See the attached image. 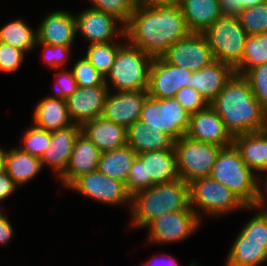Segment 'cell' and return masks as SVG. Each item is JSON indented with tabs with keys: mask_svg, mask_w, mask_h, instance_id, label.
<instances>
[{
	"mask_svg": "<svg viewBox=\"0 0 267 266\" xmlns=\"http://www.w3.org/2000/svg\"><path fill=\"white\" fill-rule=\"evenodd\" d=\"M101 151L82 131L77 136L66 171L57 179L68 188L78 177L97 170Z\"/></svg>",
	"mask_w": 267,
	"mask_h": 266,
	"instance_id": "ffe728a7",
	"label": "cell"
},
{
	"mask_svg": "<svg viewBox=\"0 0 267 266\" xmlns=\"http://www.w3.org/2000/svg\"><path fill=\"white\" fill-rule=\"evenodd\" d=\"M152 4H168V5H180L183 0H145Z\"/></svg>",
	"mask_w": 267,
	"mask_h": 266,
	"instance_id": "816d5d0a",
	"label": "cell"
},
{
	"mask_svg": "<svg viewBox=\"0 0 267 266\" xmlns=\"http://www.w3.org/2000/svg\"><path fill=\"white\" fill-rule=\"evenodd\" d=\"M175 98L190 115L210 105L197 90L188 86L181 88Z\"/></svg>",
	"mask_w": 267,
	"mask_h": 266,
	"instance_id": "7bdbcfd3",
	"label": "cell"
},
{
	"mask_svg": "<svg viewBox=\"0 0 267 266\" xmlns=\"http://www.w3.org/2000/svg\"><path fill=\"white\" fill-rule=\"evenodd\" d=\"M169 64L198 71L214 61L208 40L203 32H190L172 44L162 56Z\"/></svg>",
	"mask_w": 267,
	"mask_h": 266,
	"instance_id": "4fadbf2b",
	"label": "cell"
},
{
	"mask_svg": "<svg viewBox=\"0 0 267 266\" xmlns=\"http://www.w3.org/2000/svg\"><path fill=\"white\" fill-rule=\"evenodd\" d=\"M192 71L169 64L163 57L152 59L149 69L148 96L155 99L174 98L183 87H190Z\"/></svg>",
	"mask_w": 267,
	"mask_h": 266,
	"instance_id": "5bb4252c",
	"label": "cell"
},
{
	"mask_svg": "<svg viewBox=\"0 0 267 266\" xmlns=\"http://www.w3.org/2000/svg\"><path fill=\"white\" fill-rule=\"evenodd\" d=\"M142 161L147 179V189L153 185L179 179L176 152L172 150L148 151L137 154Z\"/></svg>",
	"mask_w": 267,
	"mask_h": 266,
	"instance_id": "7402d4cb",
	"label": "cell"
},
{
	"mask_svg": "<svg viewBox=\"0 0 267 266\" xmlns=\"http://www.w3.org/2000/svg\"><path fill=\"white\" fill-rule=\"evenodd\" d=\"M224 266H260L267 262V243L245 242L238 234Z\"/></svg>",
	"mask_w": 267,
	"mask_h": 266,
	"instance_id": "f546056e",
	"label": "cell"
},
{
	"mask_svg": "<svg viewBox=\"0 0 267 266\" xmlns=\"http://www.w3.org/2000/svg\"><path fill=\"white\" fill-rule=\"evenodd\" d=\"M108 92L106 85L89 88L78 86L66 99L68 114L73 124L83 126L86 122L102 116Z\"/></svg>",
	"mask_w": 267,
	"mask_h": 266,
	"instance_id": "2e32d148",
	"label": "cell"
},
{
	"mask_svg": "<svg viewBox=\"0 0 267 266\" xmlns=\"http://www.w3.org/2000/svg\"><path fill=\"white\" fill-rule=\"evenodd\" d=\"M221 148L186 135L176 140L174 149L179 178L191 183L197 178L209 177Z\"/></svg>",
	"mask_w": 267,
	"mask_h": 266,
	"instance_id": "ba28073f",
	"label": "cell"
},
{
	"mask_svg": "<svg viewBox=\"0 0 267 266\" xmlns=\"http://www.w3.org/2000/svg\"><path fill=\"white\" fill-rule=\"evenodd\" d=\"M235 73L232 66L214 60L204 68L192 72L190 87L197 90L210 104Z\"/></svg>",
	"mask_w": 267,
	"mask_h": 266,
	"instance_id": "44dd1931",
	"label": "cell"
},
{
	"mask_svg": "<svg viewBox=\"0 0 267 266\" xmlns=\"http://www.w3.org/2000/svg\"><path fill=\"white\" fill-rule=\"evenodd\" d=\"M175 140L140 120L127 129V145L137 154L148 151L172 150Z\"/></svg>",
	"mask_w": 267,
	"mask_h": 266,
	"instance_id": "484cf974",
	"label": "cell"
},
{
	"mask_svg": "<svg viewBox=\"0 0 267 266\" xmlns=\"http://www.w3.org/2000/svg\"><path fill=\"white\" fill-rule=\"evenodd\" d=\"M233 144L247 167L261 177L267 170V131L237 135Z\"/></svg>",
	"mask_w": 267,
	"mask_h": 266,
	"instance_id": "cb8c5ba5",
	"label": "cell"
},
{
	"mask_svg": "<svg viewBox=\"0 0 267 266\" xmlns=\"http://www.w3.org/2000/svg\"><path fill=\"white\" fill-rule=\"evenodd\" d=\"M56 73L54 74V82L52 88L54 90V94L47 95L52 98L63 99L66 100L69 96H71L78 88L77 82L74 78L72 70H66L65 68L54 70Z\"/></svg>",
	"mask_w": 267,
	"mask_h": 266,
	"instance_id": "b9f144b4",
	"label": "cell"
},
{
	"mask_svg": "<svg viewBox=\"0 0 267 266\" xmlns=\"http://www.w3.org/2000/svg\"><path fill=\"white\" fill-rule=\"evenodd\" d=\"M32 112L31 123L49 132L73 124L68 114L67 101L63 99L44 96L35 104Z\"/></svg>",
	"mask_w": 267,
	"mask_h": 266,
	"instance_id": "d4e9b609",
	"label": "cell"
},
{
	"mask_svg": "<svg viewBox=\"0 0 267 266\" xmlns=\"http://www.w3.org/2000/svg\"><path fill=\"white\" fill-rule=\"evenodd\" d=\"M74 15L77 34L88 45L126 39L125 25L111 14L87 7Z\"/></svg>",
	"mask_w": 267,
	"mask_h": 266,
	"instance_id": "7c38bea8",
	"label": "cell"
},
{
	"mask_svg": "<svg viewBox=\"0 0 267 266\" xmlns=\"http://www.w3.org/2000/svg\"><path fill=\"white\" fill-rule=\"evenodd\" d=\"M36 29L37 43L73 47L78 36L75 15L64 9L47 13Z\"/></svg>",
	"mask_w": 267,
	"mask_h": 266,
	"instance_id": "e0dca14e",
	"label": "cell"
},
{
	"mask_svg": "<svg viewBox=\"0 0 267 266\" xmlns=\"http://www.w3.org/2000/svg\"><path fill=\"white\" fill-rule=\"evenodd\" d=\"M0 42L21 49L27 54L31 53L36 49L37 29L18 17L0 27Z\"/></svg>",
	"mask_w": 267,
	"mask_h": 266,
	"instance_id": "4dcf8cb0",
	"label": "cell"
},
{
	"mask_svg": "<svg viewBox=\"0 0 267 266\" xmlns=\"http://www.w3.org/2000/svg\"><path fill=\"white\" fill-rule=\"evenodd\" d=\"M260 205L267 212V195L262 198Z\"/></svg>",
	"mask_w": 267,
	"mask_h": 266,
	"instance_id": "f5cc1de1",
	"label": "cell"
},
{
	"mask_svg": "<svg viewBox=\"0 0 267 266\" xmlns=\"http://www.w3.org/2000/svg\"><path fill=\"white\" fill-rule=\"evenodd\" d=\"M82 131V126L72 124L66 128L51 132V140L40 158L43 169L49 167L58 179L67 169L74 143Z\"/></svg>",
	"mask_w": 267,
	"mask_h": 266,
	"instance_id": "d6986e66",
	"label": "cell"
},
{
	"mask_svg": "<svg viewBox=\"0 0 267 266\" xmlns=\"http://www.w3.org/2000/svg\"><path fill=\"white\" fill-rule=\"evenodd\" d=\"M139 120L166 133L176 141L186 135L190 114L175 97L155 99L148 96L143 103Z\"/></svg>",
	"mask_w": 267,
	"mask_h": 266,
	"instance_id": "9c48e42d",
	"label": "cell"
},
{
	"mask_svg": "<svg viewBox=\"0 0 267 266\" xmlns=\"http://www.w3.org/2000/svg\"><path fill=\"white\" fill-rule=\"evenodd\" d=\"M82 132L101 152L111 151L127 145V129L103 116L86 122Z\"/></svg>",
	"mask_w": 267,
	"mask_h": 266,
	"instance_id": "603a6c76",
	"label": "cell"
},
{
	"mask_svg": "<svg viewBox=\"0 0 267 266\" xmlns=\"http://www.w3.org/2000/svg\"><path fill=\"white\" fill-rule=\"evenodd\" d=\"M22 135L21 146L16 147L25 153L41 158L50 144L51 132L31 124Z\"/></svg>",
	"mask_w": 267,
	"mask_h": 266,
	"instance_id": "e575fe53",
	"label": "cell"
},
{
	"mask_svg": "<svg viewBox=\"0 0 267 266\" xmlns=\"http://www.w3.org/2000/svg\"><path fill=\"white\" fill-rule=\"evenodd\" d=\"M110 41L106 43H98L87 45L84 56L88 61L104 76L110 72L111 67L117 56L118 49L127 41L121 42ZM123 41V42H122Z\"/></svg>",
	"mask_w": 267,
	"mask_h": 266,
	"instance_id": "d6a6232c",
	"label": "cell"
},
{
	"mask_svg": "<svg viewBox=\"0 0 267 266\" xmlns=\"http://www.w3.org/2000/svg\"><path fill=\"white\" fill-rule=\"evenodd\" d=\"M241 26L248 35L267 32V1L243 9L238 15Z\"/></svg>",
	"mask_w": 267,
	"mask_h": 266,
	"instance_id": "d590c367",
	"label": "cell"
},
{
	"mask_svg": "<svg viewBox=\"0 0 267 266\" xmlns=\"http://www.w3.org/2000/svg\"><path fill=\"white\" fill-rule=\"evenodd\" d=\"M42 170L40 158L25 153L16 146L7 149L6 172L18 187L29 184Z\"/></svg>",
	"mask_w": 267,
	"mask_h": 266,
	"instance_id": "83f0119b",
	"label": "cell"
},
{
	"mask_svg": "<svg viewBox=\"0 0 267 266\" xmlns=\"http://www.w3.org/2000/svg\"><path fill=\"white\" fill-rule=\"evenodd\" d=\"M214 60L235 68L243 58L248 34L238 16H222L204 32Z\"/></svg>",
	"mask_w": 267,
	"mask_h": 266,
	"instance_id": "52a82bcc",
	"label": "cell"
},
{
	"mask_svg": "<svg viewBox=\"0 0 267 266\" xmlns=\"http://www.w3.org/2000/svg\"><path fill=\"white\" fill-rule=\"evenodd\" d=\"M139 266H148L146 263H144V264H140Z\"/></svg>",
	"mask_w": 267,
	"mask_h": 266,
	"instance_id": "db71d44e",
	"label": "cell"
},
{
	"mask_svg": "<svg viewBox=\"0 0 267 266\" xmlns=\"http://www.w3.org/2000/svg\"><path fill=\"white\" fill-rule=\"evenodd\" d=\"M266 0H219L222 16H238L240 12L248 7L262 4Z\"/></svg>",
	"mask_w": 267,
	"mask_h": 266,
	"instance_id": "f6af8a7d",
	"label": "cell"
},
{
	"mask_svg": "<svg viewBox=\"0 0 267 266\" xmlns=\"http://www.w3.org/2000/svg\"><path fill=\"white\" fill-rule=\"evenodd\" d=\"M79 87H94L105 84V77L83 55L71 67Z\"/></svg>",
	"mask_w": 267,
	"mask_h": 266,
	"instance_id": "74e56055",
	"label": "cell"
},
{
	"mask_svg": "<svg viewBox=\"0 0 267 266\" xmlns=\"http://www.w3.org/2000/svg\"><path fill=\"white\" fill-rule=\"evenodd\" d=\"M189 187L190 207L201 222L204 214L221 218L247 207L229 188L210 176L193 180Z\"/></svg>",
	"mask_w": 267,
	"mask_h": 266,
	"instance_id": "8992f818",
	"label": "cell"
},
{
	"mask_svg": "<svg viewBox=\"0 0 267 266\" xmlns=\"http://www.w3.org/2000/svg\"><path fill=\"white\" fill-rule=\"evenodd\" d=\"M67 189L86 198L109 206H128L131 209V195L124 182L108 177L98 169L78 177Z\"/></svg>",
	"mask_w": 267,
	"mask_h": 266,
	"instance_id": "8fae6325",
	"label": "cell"
},
{
	"mask_svg": "<svg viewBox=\"0 0 267 266\" xmlns=\"http://www.w3.org/2000/svg\"><path fill=\"white\" fill-rule=\"evenodd\" d=\"M210 177L229 188L247 207L261 204L260 177L243 162L234 144L220 149Z\"/></svg>",
	"mask_w": 267,
	"mask_h": 266,
	"instance_id": "277c9868",
	"label": "cell"
},
{
	"mask_svg": "<svg viewBox=\"0 0 267 266\" xmlns=\"http://www.w3.org/2000/svg\"><path fill=\"white\" fill-rule=\"evenodd\" d=\"M189 208V183L179 178L169 183L153 185L136 192L131 197L128 228L145 229L151 221L165 213Z\"/></svg>",
	"mask_w": 267,
	"mask_h": 266,
	"instance_id": "3957f363",
	"label": "cell"
},
{
	"mask_svg": "<svg viewBox=\"0 0 267 266\" xmlns=\"http://www.w3.org/2000/svg\"><path fill=\"white\" fill-rule=\"evenodd\" d=\"M256 212L244 224L238 235L245 242L267 243V212L259 206L246 207L243 212Z\"/></svg>",
	"mask_w": 267,
	"mask_h": 266,
	"instance_id": "836d02e7",
	"label": "cell"
},
{
	"mask_svg": "<svg viewBox=\"0 0 267 266\" xmlns=\"http://www.w3.org/2000/svg\"><path fill=\"white\" fill-rule=\"evenodd\" d=\"M126 190L133 196L136 192L147 189V179H145L144 165L142 161L136 157L129 175L126 180Z\"/></svg>",
	"mask_w": 267,
	"mask_h": 266,
	"instance_id": "ee69618b",
	"label": "cell"
},
{
	"mask_svg": "<svg viewBox=\"0 0 267 266\" xmlns=\"http://www.w3.org/2000/svg\"><path fill=\"white\" fill-rule=\"evenodd\" d=\"M201 224L191 207L177 212L165 213L145 227V229L149 228L146 243L149 245L180 243L196 234Z\"/></svg>",
	"mask_w": 267,
	"mask_h": 266,
	"instance_id": "30bf717a",
	"label": "cell"
},
{
	"mask_svg": "<svg viewBox=\"0 0 267 266\" xmlns=\"http://www.w3.org/2000/svg\"><path fill=\"white\" fill-rule=\"evenodd\" d=\"M148 91H109L102 116L128 129L139 120Z\"/></svg>",
	"mask_w": 267,
	"mask_h": 266,
	"instance_id": "9a60e30c",
	"label": "cell"
},
{
	"mask_svg": "<svg viewBox=\"0 0 267 266\" xmlns=\"http://www.w3.org/2000/svg\"><path fill=\"white\" fill-rule=\"evenodd\" d=\"M137 153L128 145L102 152L97 169L104 175L126 183Z\"/></svg>",
	"mask_w": 267,
	"mask_h": 266,
	"instance_id": "f1b7e54d",
	"label": "cell"
},
{
	"mask_svg": "<svg viewBox=\"0 0 267 266\" xmlns=\"http://www.w3.org/2000/svg\"><path fill=\"white\" fill-rule=\"evenodd\" d=\"M190 32L180 5L145 0L135 7L125 25L126 40L152 58L162 57L172 44Z\"/></svg>",
	"mask_w": 267,
	"mask_h": 266,
	"instance_id": "6da1fadb",
	"label": "cell"
},
{
	"mask_svg": "<svg viewBox=\"0 0 267 266\" xmlns=\"http://www.w3.org/2000/svg\"><path fill=\"white\" fill-rule=\"evenodd\" d=\"M37 48H42L43 52V62L45 66H48L50 71L61 68H65L69 57H71V51L73 47L63 46V45H49L45 43H36ZM65 66V67H64Z\"/></svg>",
	"mask_w": 267,
	"mask_h": 266,
	"instance_id": "f35d334b",
	"label": "cell"
},
{
	"mask_svg": "<svg viewBox=\"0 0 267 266\" xmlns=\"http://www.w3.org/2000/svg\"><path fill=\"white\" fill-rule=\"evenodd\" d=\"M210 106L233 137L266 129L267 111L243 75L235 73Z\"/></svg>",
	"mask_w": 267,
	"mask_h": 266,
	"instance_id": "7a4b0ae2",
	"label": "cell"
},
{
	"mask_svg": "<svg viewBox=\"0 0 267 266\" xmlns=\"http://www.w3.org/2000/svg\"><path fill=\"white\" fill-rule=\"evenodd\" d=\"M19 187L15 184L12 178L7 174V172L0 173V209L1 205L5 199L14 195Z\"/></svg>",
	"mask_w": 267,
	"mask_h": 266,
	"instance_id": "bcb514c9",
	"label": "cell"
},
{
	"mask_svg": "<svg viewBox=\"0 0 267 266\" xmlns=\"http://www.w3.org/2000/svg\"><path fill=\"white\" fill-rule=\"evenodd\" d=\"M260 194L262 198L267 195V170L260 177Z\"/></svg>",
	"mask_w": 267,
	"mask_h": 266,
	"instance_id": "681fc988",
	"label": "cell"
},
{
	"mask_svg": "<svg viewBox=\"0 0 267 266\" xmlns=\"http://www.w3.org/2000/svg\"><path fill=\"white\" fill-rule=\"evenodd\" d=\"M27 53L9 44L0 42V72L12 74L22 67Z\"/></svg>",
	"mask_w": 267,
	"mask_h": 266,
	"instance_id": "60d3db41",
	"label": "cell"
},
{
	"mask_svg": "<svg viewBox=\"0 0 267 266\" xmlns=\"http://www.w3.org/2000/svg\"><path fill=\"white\" fill-rule=\"evenodd\" d=\"M244 77L248 80L255 98L267 111V62L252 68Z\"/></svg>",
	"mask_w": 267,
	"mask_h": 266,
	"instance_id": "ab89813d",
	"label": "cell"
},
{
	"mask_svg": "<svg viewBox=\"0 0 267 266\" xmlns=\"http://www.w3.org/2000/svg\"><path fill=\"white\" fill-rule=\"evenodd\" d=\"M180 7L191 32H204L222 17L219 0H183Z\"/></svg>",
	"mask_w": 267,
	"mask_h": 266,
	"instance_id": "4316f807",
	"label": "cell"
},
{
	"mask_svg": "<svg viewBox=\"0 0 267 266\" xmlns=\"http://www.w3.org/2000/svg\"><path fill=\"white\" fill-rule=\"evenodd\" d=\"M186 136L221 147L232 145L234 140L221 117L210 105L190 115Z\"/></svg>",
	"mask_w": 267,
	"mask_h": 266,
	"instance_id": "ac0fdd59",
	"label": "cell"
},
{
	"mask_svg": "<svg viewBox=\"0 0 267 266\" xmlns=\"http://www.w3.org/2000/svg\"><path fill=\"white\" fill-rule=\"evenodd\" d=\"M267 62V32L248 35L243 58L234 68L236 74L245 75L249 70Z\"/></svg>",
	"mask_w": 267,
	"mask_h": 266,
	"instance_id": "1f68e13d",
	"label": "cell"
},
{
	"mask_svg": "<svg viewBox=\"0 0 267 266\" xmlns=\"http://www.w3.org/2000/svg\"><path fill=\"white\" fill-rule=\"evenodd\" d=\"M7 150L0 146V173L6 171Z\"/></svg>",
	"mask_w": 267,
	"mask_h": 266,
	"instance_id": "f907efd6",
	"label": "cell"
},
{
	"mask_svg": "<svg viewBox=\"0 0 267 266\" xmlns=\"http://www.w3.org/2000/svg\"><path fill=\"white\" fill-rule=\"evenodd\" d=\"M152 59L126 41L118 49L113 66L105 77L109 91H148Z\"/></svg>",
	"mask_w": 267,
	"mask_h": 266,
	"instance_id": "5b68a950",
	"label": "cell"
},
{
	"mask_svg": "<svg viewBox=\"0 0 267 266\" xmlns=\"http://www.w3.org/2000/svg\"><path fill=\"white\" fill-rule=\"evenodd\" d=\"M146 264L148 266H179V262L175 257L165 253L153 256Z\"/></svg>",
	"mask_w": 267,
	"mask_h": 266,
	"instance_id": "c3c4849f",
	"label": "cell"
},
{
	"mask_svg": "<svg viewBox=\"0 0 267 266\" xmlns=\"http://www.w3.org/2000/svg\"><path fill=\"white\" fill-rule=\"evenodd\" d=\"M0 209V246L8 244L14 237V228L8 215Z\"/></svg>",
	"mask_w": 267,
	"mask_h": 266,
	"instance_id": "7dc6e473",
	"label": "cell"
},
{
	"mask_svg": "<svg viewBox=\"0 0 267 266\" xmlns=\"http://www.w3.org/2000/svg\"><path fill=\"white\" fill-rule=\"evenodd\" d=\"M87 1V0H86ZM142 0H88L90 7L111 14L126 25Z\"/></svg>",
	"mask_w": 267,
	"mask_h": 266,
	"instance_id": "8d00e7d4",
	"label": "cell"
}]
</instances>
